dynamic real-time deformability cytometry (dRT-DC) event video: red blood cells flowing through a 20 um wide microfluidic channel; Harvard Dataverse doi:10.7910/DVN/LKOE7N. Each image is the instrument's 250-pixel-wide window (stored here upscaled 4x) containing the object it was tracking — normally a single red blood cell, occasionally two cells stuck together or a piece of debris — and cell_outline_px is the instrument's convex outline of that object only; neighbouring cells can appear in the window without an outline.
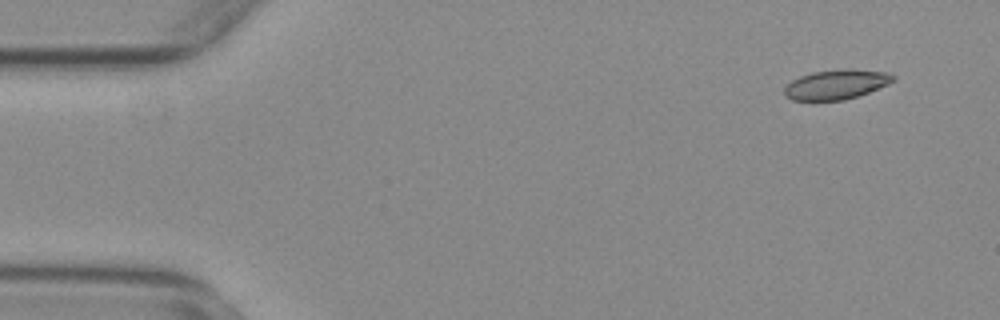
{"species": "common noctule bat (a hibernating species)", "species_latin": "Nyctalus noctula", "temperature_condition": "warm", "stored_images_in_passage": 55, "camera_frame_rate_fps": 3000, "um_per_image_px": 0.085, "animal": {"sex": "female", "body_mass_g": 29.2, "forearm_length_mm": 56.3}, "frame": {"image": 1, "passage_image": 4, "time_ms": 1.0, "image_size_px": [1000, 320], "cell_outline_px": [[896, 80], [888, 84], [868, 92], [844, 100], [792, 100], [784, 96], [784, 88], [792, 80], [800, 76], [812, 72], [844, 68], [852, 68], [888, 72], [896, 76]], "centroid_in_image_um": [71.1, 7.16], "position_along_channel_um": 13.9, "area_um2": 18.96}}
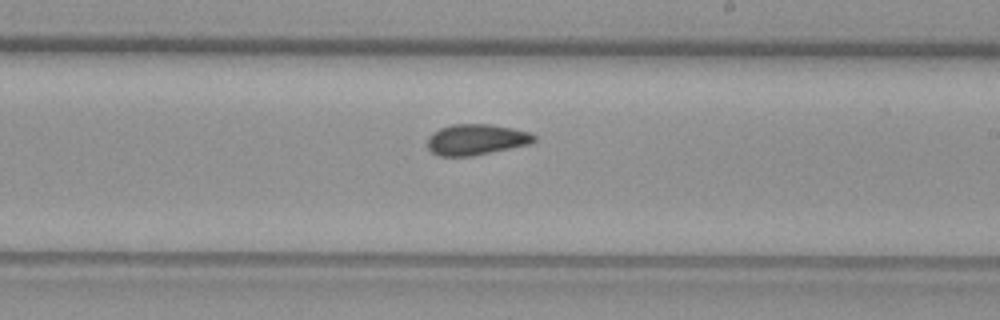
{"frame": {"image": 2, "passage_image": 32, "time_ms": 10.333, "image_size_px": [1000, 320], "cell_outline_px": [[536, 140], [528, 144], [472, 156], [436, 156], [428, 148], [428, 136], [432, 132], [440, 128], [452, 124], [492, 124], [532, 132], [536, 136]], "centroid_in_image_um": [40.46, 11.85], "position_along_channel_um": 248.5, "area_um2": 19.25}}
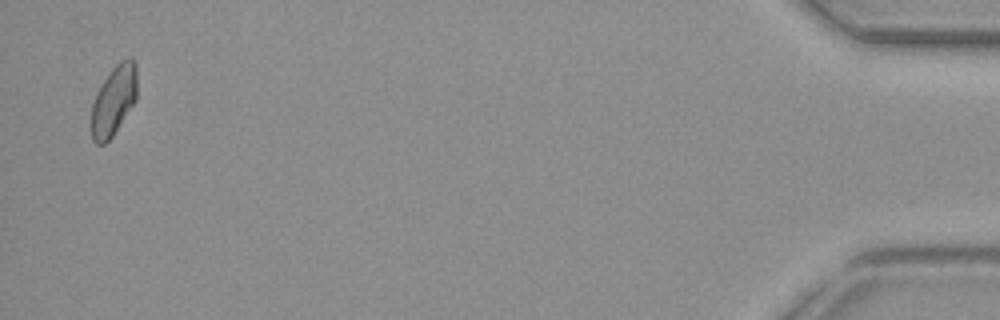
{"frame": {"image": 3, "passage_image": 54, "time_ms": 17.667, "image_size_px": [1000, 320], "cell_outline_px": [[136, 100], [112, 136], [104, 144], [96, 144], [92, 140], [92, 104], [96, 92], [112, 68], [120, 60], [132, 60], [136, 64]], "centroid_in_image_um": [9.65, 8.55], "position_along_channel_um": 425.5, "area_um2": 18.21}, "authors_computed_cell_mechanics": {"area_um2": 19.074, "velocity_mm_per_s": 3.7242, "shape_relaxation_time_tau1_ms": null, "shape_relaxation_time_tau2_ms": 2.4882, "deformation_change_tau1": null, "deformation_change_tau2": 0.0562}}